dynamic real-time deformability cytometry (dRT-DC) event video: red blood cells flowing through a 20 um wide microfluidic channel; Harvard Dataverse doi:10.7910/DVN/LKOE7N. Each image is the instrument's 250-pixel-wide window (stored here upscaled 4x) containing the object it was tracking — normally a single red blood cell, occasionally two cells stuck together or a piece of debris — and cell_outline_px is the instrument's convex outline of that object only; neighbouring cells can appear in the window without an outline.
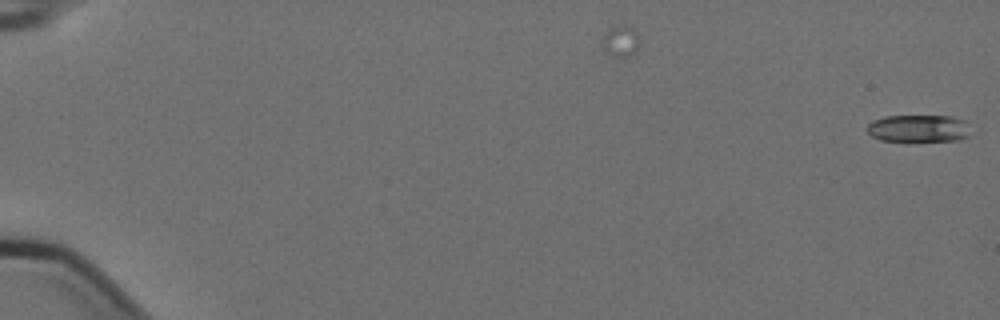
{"species": "Egyptian fruit bat (a non-hibernating species)", "species_latin": "Rousettus aegyptiacus", "temperature_condition": "cold", "stored_images_in_passage": 2, "camera_frame_rate_fps": 3000, "um_per_image_px": 0.085, "animal": {"sex": "female"}, "frame": {"image": 1, "passage_image": 2, "time_ms": 0.333, "image_size_px": [1000, 320], "cell_outline_px": [[968, 136], [956, 140], [880, 140], [872, 136], [868, 132], [868, 124], [872, 120], [884, 116], [948, 116], [964, 120]], "centroid_in_image_um": [78.0, 10.9], "position_along_channel_um": 7.0, "area_um2": 15.95}}